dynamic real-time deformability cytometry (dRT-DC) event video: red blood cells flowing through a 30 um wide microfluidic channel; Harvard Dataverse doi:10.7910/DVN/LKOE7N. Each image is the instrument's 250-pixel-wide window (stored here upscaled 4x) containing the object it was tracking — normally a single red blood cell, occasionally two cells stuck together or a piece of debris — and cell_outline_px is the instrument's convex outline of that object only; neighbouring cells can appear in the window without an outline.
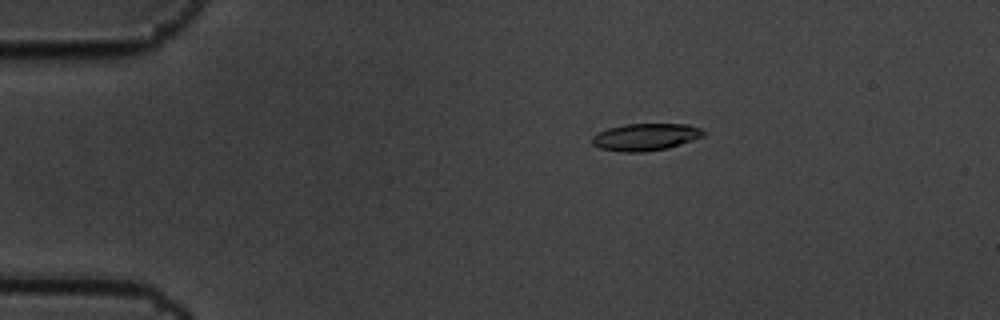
{"species": "common noctule bat (a hibernating species)", "species_latin": "Nyctalus noctula", "temperature_condition": "cold", "stored_images_in_passage": 6, "camera_frame_rate_fps": 3000, "um_per_image_px": 0.085, "animal": {"sex": "male", "body_mass_g": 19.5, "forearm_length_mm": 54.6}, "frame": {"image": 1, "passage_image": 4, "time_ms": 1.0, "image_size_px": [1000, 320], "cell_outline_px": [[708, 132], [704, 136], [668, 148], [644, 152], [620, 152], [600, 148], [592, 144], [592, 136], [608, 128], [624, 124], [688, 124], [700, 128]], "centroid_in_image_um": [54.89, 11.64], "position_along_channel_um": 30.1, "area_um2": 17.69}}